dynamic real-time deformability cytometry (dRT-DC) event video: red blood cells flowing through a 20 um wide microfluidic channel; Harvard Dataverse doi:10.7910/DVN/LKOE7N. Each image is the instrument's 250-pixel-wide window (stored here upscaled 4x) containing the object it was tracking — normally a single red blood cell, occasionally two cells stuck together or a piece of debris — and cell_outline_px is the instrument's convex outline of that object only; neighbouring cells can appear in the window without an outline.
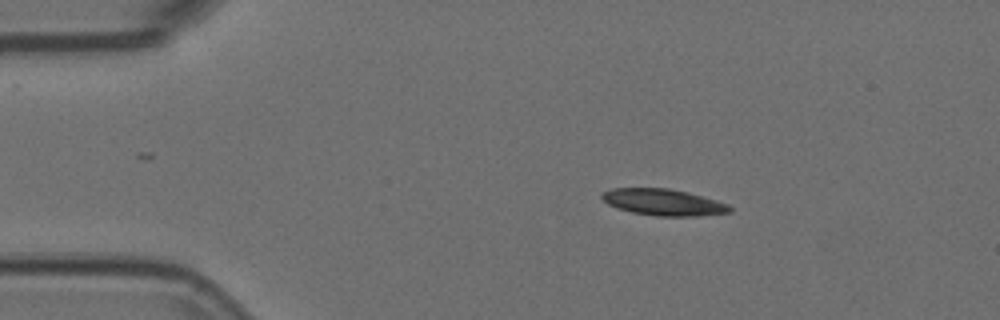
{"species": "Egyptian fruit bat (a non-hibernating species)", "species_latin": "Rousettus aegyptiacus", "temperature_condition": "room temperature", "stored_images_in_passage": 54, "camera_frame_rate_fps": 3000, "um_per_image_px": 0.085, "animal": {"sex": "female"}, "frame": {"image": 1, "passage_image": 9, "time_ms": 2.667, "image_size_px": [1000, 320], "cell_outline_px": [[732, 212], [696, 216], [656, 216], [632, 212], [616, 208], [608, 204], [600, 196], [604, 192], [612, 188], [668, 188], [688, 192], [716, 200], [728, 204], [732, 208]], "centroid_in_image_um": [56.39, 17.19], "position_along_channel_um": 28.6, "area_um2": 19.71}}
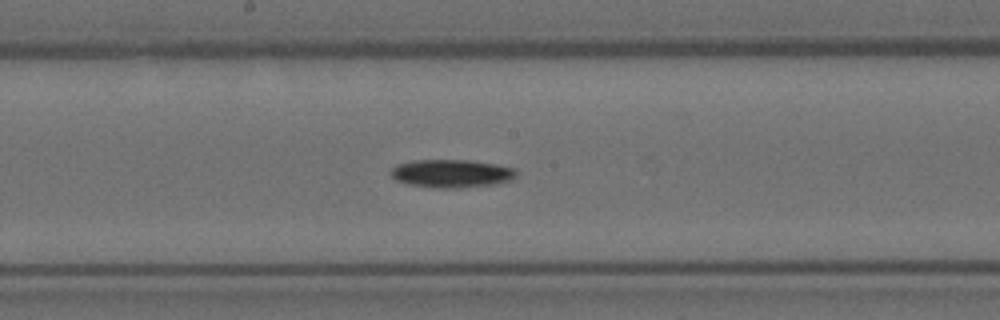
{"frame": {"image": 2, "passage_image": 28, "time_ms": 9.0, "image_size_px": [1000, 320], "cell_outline_px": [[516, 176], [512, 180], [496, 184], [460, 188], [436, 188], [408, 184], [396, 180], [392, 176], [392, 168], [396, 164], [416, 160], [468, 160], [496, 164], [516, 168]], "centroid_in_image_um": [38.41, 14.75], "position_along_channel_um": 209.8, "area_um2": 20.63}}
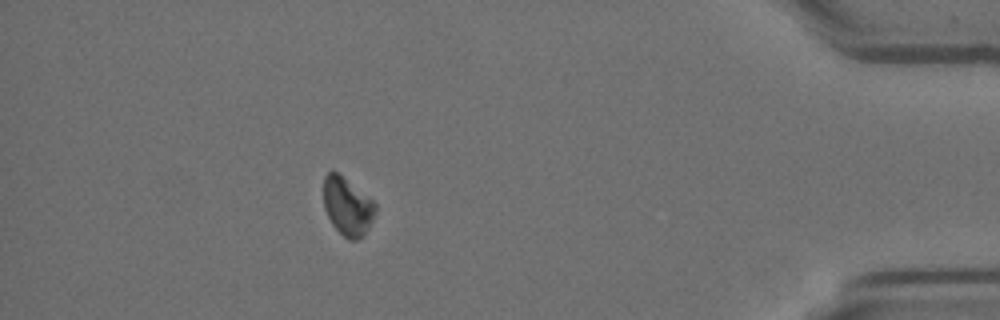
{"frame": {"image": 3, "passage_image": 48, "time_ms": 15.667, "image_size_px": [1000, 320], "cell_outline_px": [[376, 212], [364, 236], [356, 240], [348, 240], [332, 224], [324, 208], [324, 176], [328, 172], [336, 172], [372, 200], [376, 204]], "centroid_in_image_um": [29.53, 17.58], "position_along_channel_um": 405.7, "area_um2": 17.17}, "authors_computed_cell_mechanics": {"area_um2": 19.3919, "velocity_mm_per_s": 3.7024, "shape_relaxation_time_tau1_ms": 4.7943, "shape_relaxation_time_tau2_ms": null, "deformation_change_tau1": 0.092, "deformation_change_tau2": null}}